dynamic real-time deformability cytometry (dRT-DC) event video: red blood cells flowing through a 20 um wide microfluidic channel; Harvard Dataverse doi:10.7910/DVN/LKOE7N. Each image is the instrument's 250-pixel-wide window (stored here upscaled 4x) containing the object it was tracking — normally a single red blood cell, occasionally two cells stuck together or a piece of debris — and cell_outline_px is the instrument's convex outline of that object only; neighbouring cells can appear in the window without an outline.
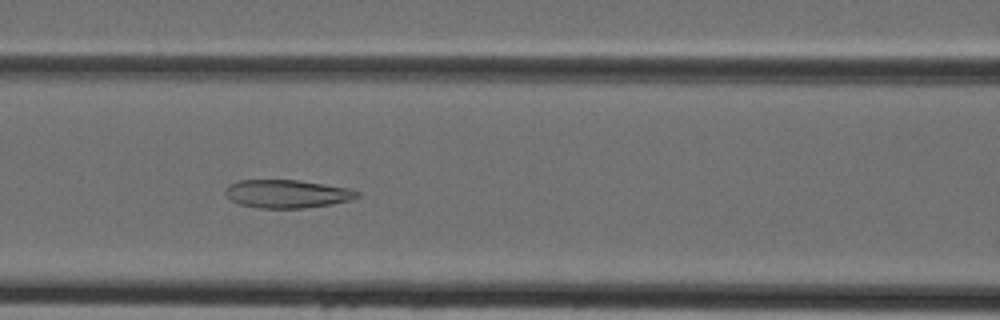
{"species": "Egyptian fruit bat (a non-hibernating species)", "species_latin": "Rousettus aegyptiacus", "temperature_condition": "cold", "stored_images_in_passage": 25, "camera_frame_rate_fps": 3000, "um_per_image_px": 0.085, "animal": {"sex": "female"}, "frame": {"image": 1, "passage_image": 10, "time_ms": 3.0, "image_size_px": [1000, 320], "cell_outline_px": [[360, 196], [352, 200], [332, 204], [304, 208], [260, 208], [240, 204], [232, 200], [224, 192], [224, 188], [228, 184], [240, 180], [300, 180], [348, 188], [360, 192]], "centroid_in_image_um": [24.41, 16.47], "position_along_channel_um": 142.2, "area_um2": 21.73}}
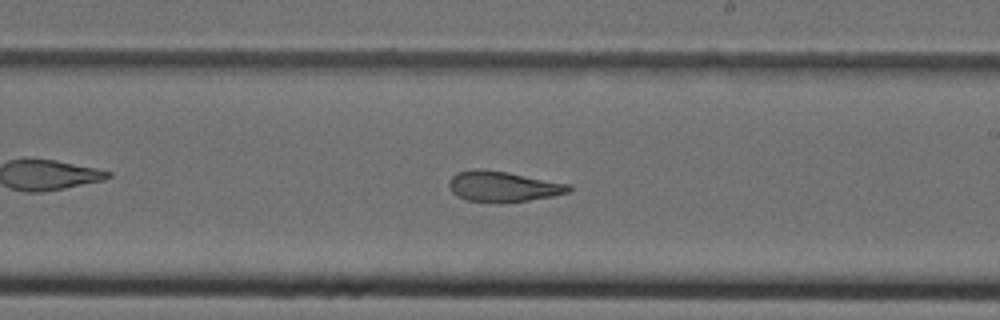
{"frame": {"image": 2, "passage_image": 17, "time_ms": 5.333, "image_size_px": [1000, 320], "cell_outline_px": [[572, 188], [568, 192], [552, 196], [528, 200], [464, 200], [456, 196], [452, 192], [448, 184], [448, 180], [456, 172], [480, 168], [484, 168], [508, 172], [572, 184]], "centroid_in_image_um": [42.74, 15.8], "position_along_channel_um": 246.3, "area_um2": 20.92}}
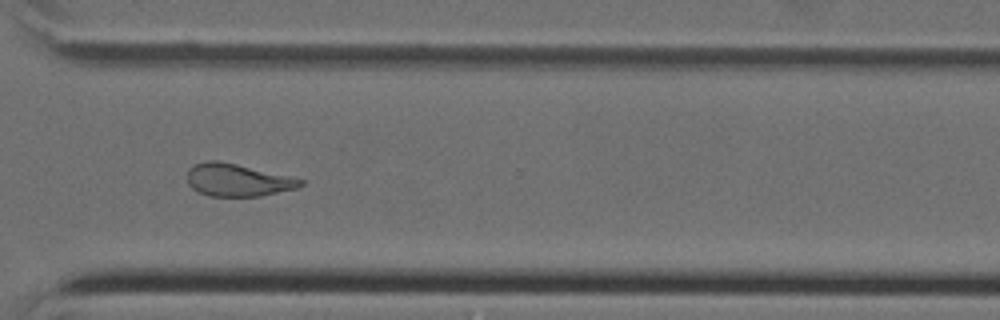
{"frame": {"image": 3, "passage_image": 24, "time_ms": 7.667, "image_size_px": [1000, 320], "cell_outline_px": [[304, 184], [296, 188], [260, 196], [208, 196], [192, 188], [188, 184], [188, 168], [196, 164], [208, 160], [216, 160], [236, 164], [288, 176], [304, 180]], "centroid_in_image_um": [20.17, 15.31], "position_along_channel_um": 350.4, "area_um2": 21.15}}